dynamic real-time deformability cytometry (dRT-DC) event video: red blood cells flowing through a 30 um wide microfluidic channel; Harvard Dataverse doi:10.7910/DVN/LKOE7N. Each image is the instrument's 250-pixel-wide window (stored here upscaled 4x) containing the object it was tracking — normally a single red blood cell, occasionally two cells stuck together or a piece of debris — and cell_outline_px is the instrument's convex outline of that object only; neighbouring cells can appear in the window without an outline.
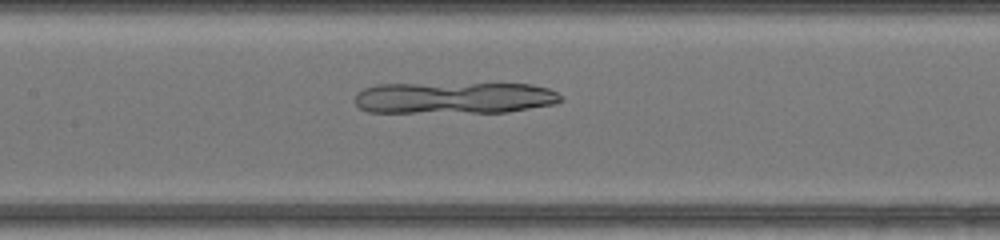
{"species": "common noctule bat (a hibernating species)", "species_latin": "Nyctalus noctula", "temperature_condition": "warm", "stored_images_in_passage": 46, "camera_frame_rate_fps": 3000, "um_per_image_px": 0.085, "animal": {"sex": "female", "body_mass_g": 17.0, "forearm_length_mm": 48.0}, "frame": {"image": 1, "passage_image": 22, "time_ms": 7.0, "image_size_px": [1000, 240], "cell_outline_px": [[564, 100], [556, 104], [508, 112], [368, 112], [360, 108], [352, 100], [356, 92], [364, 88], [376, 84], [532, 84], [548, 88], [556, 92]], "centroid_in_image_um": [38.59, 8.32], "position_along_channel_um": 168.8, "area_um2": 38.21}}